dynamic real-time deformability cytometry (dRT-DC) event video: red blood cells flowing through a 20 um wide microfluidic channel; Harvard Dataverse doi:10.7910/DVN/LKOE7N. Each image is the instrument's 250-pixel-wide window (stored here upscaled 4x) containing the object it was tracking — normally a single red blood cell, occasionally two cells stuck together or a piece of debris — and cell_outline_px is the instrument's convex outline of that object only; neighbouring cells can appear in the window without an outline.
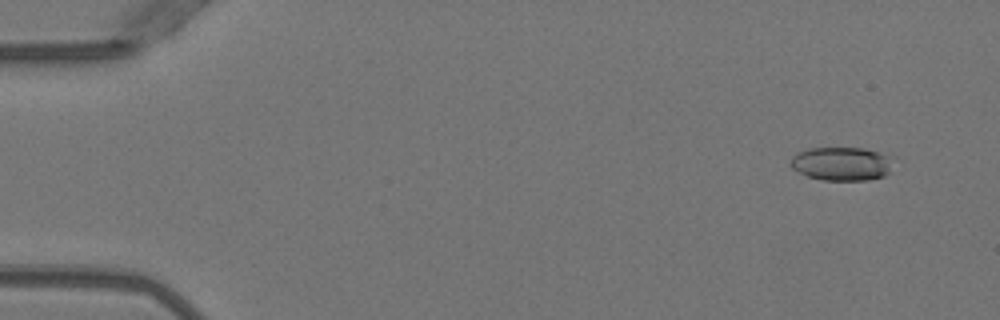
{"species": "Egyptian fruit bat (a non-hibernating species)", "species_latin": "Rousettus aegyptiacus", "temperature_condition": "warm", "stored_images_in_passage": 11, "camera_frame_rate_fps": 3000, "um_per_image_px": 0.085, "animal": {"sex": "female"}, "frame": {"image": 1, "passage_image": 4, "time_ms": 1.0, "image_size_px": [1000, 320], "cell_outline_px": [[888, 172], [884, 176], [868, 180], [824, 180], [808, 176], [792, 168], [788, 164], [792, 156], [808, 148], [864, 148], [888, 156]], "centroid_in_image_um": [71.45, 13.92], "position_along_channel_um": 13.6, "area_um2": 19.65}}